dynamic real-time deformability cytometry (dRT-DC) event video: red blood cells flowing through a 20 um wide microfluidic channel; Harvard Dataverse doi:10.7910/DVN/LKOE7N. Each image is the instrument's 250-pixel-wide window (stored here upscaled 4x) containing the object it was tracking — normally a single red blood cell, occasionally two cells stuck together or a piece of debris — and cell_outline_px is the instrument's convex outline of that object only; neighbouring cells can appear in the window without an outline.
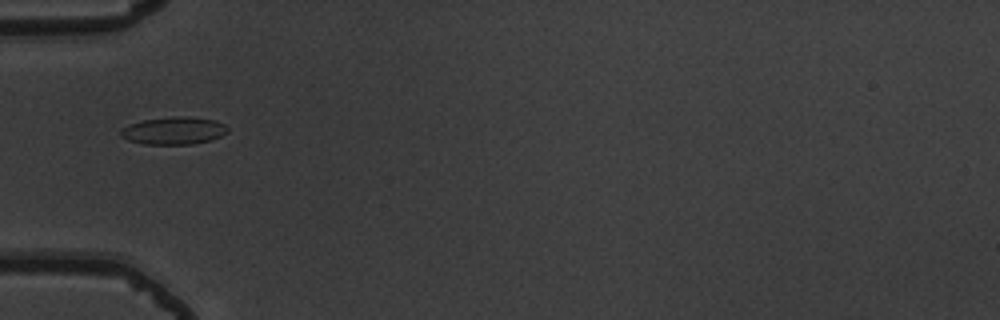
{"species": "common noctule bat (a hibernating species)", "species_latin": "Nyctalus noctula", "temperature_condition": "warm", "stored_images_in_passage": 33, "camera_frame_rate_fps": 3000, "um_per_image_px": 0.085, "animal": {"sex": "male", "body_mass_g": 19.5, "forearm_length_mm": 54.6}, "frame": {"image": 1, "passage_image": 1, "time_ms": 0.0, "image_size_px": [1000, 320], "cell_outline_px": [[228, 132], [212, 140], [192, 144], [144, 144], [128, 140], [120, 136], [120, 128], [128, 124], [144, 120], [172, 116], [188, 116], [216, 120], [224, 124], [228, 128]], "centroid_in_image_um": [14.76, 11.1], "position_along_channel_um": 70.2, "area_um2": 17.34}}
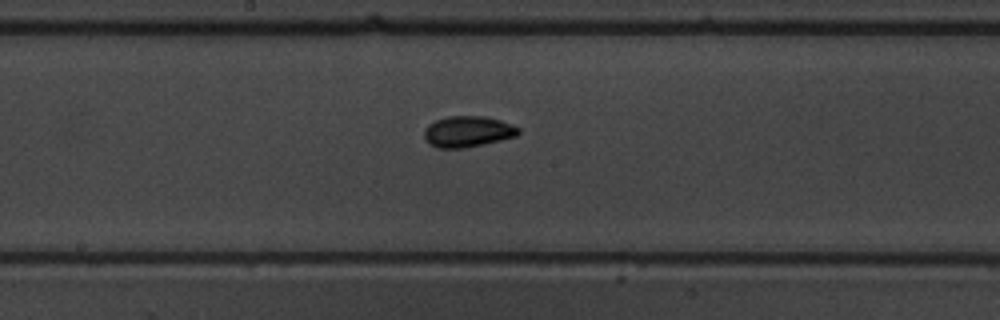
{"frame": {"image": 2, "passage_image": 12, "time_ms": 3.667, "image_size_px": [1000, 320], "cell_outline_px": [[520, 132], [516, 136], [500, 140], [460, 148], [436, 148], [424, 136], [424, 132], [428, 124], [436, 120], [448, 116], [484, 116], [500, 120], [512, 124], [520, 128]], "centroid_in_image_um": [39.77, 11.16], "position_along_channel_um": 208.4, "area_um2": 16.76}}
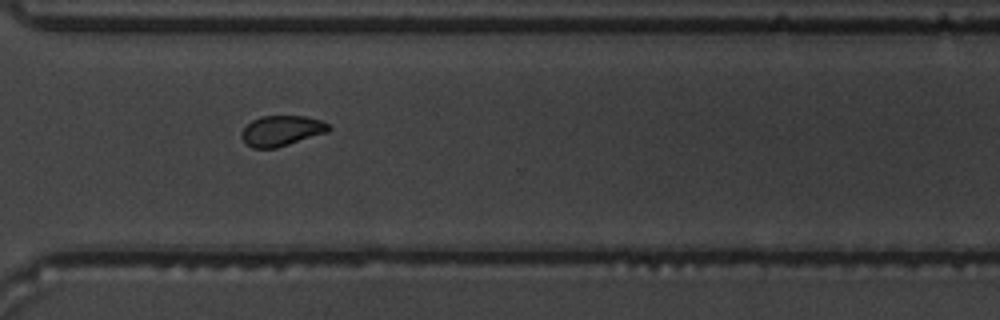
{"frame": {"image": 3, "passage_image": 23, "time_ms": 7.333, "image_size_px": [1000, 320], "cell_outline_px": [[332, 128], [328, 132], [276, 148], [252, 148], [240, 136], [244, 128], [252, 120], [260, 116], [304, 116], [320, 120], [328, 124]], "centroid_in_image_um": [23.94, 11.11], "position_along_channel_um": 346.7, "area_um2": 15.32}, "authors_computed_cell_mechanics": {"area_um2": 16.5886, "velocity_mm_per_s": 3.7769, "shape_relaxation_time_tau1_ms": 4.7803, "shape_relaxation_time_tau2_ms": 1.7508, "deformation_change_tau1": 0.1089, "deformation_change_tau2": 0.0589}}